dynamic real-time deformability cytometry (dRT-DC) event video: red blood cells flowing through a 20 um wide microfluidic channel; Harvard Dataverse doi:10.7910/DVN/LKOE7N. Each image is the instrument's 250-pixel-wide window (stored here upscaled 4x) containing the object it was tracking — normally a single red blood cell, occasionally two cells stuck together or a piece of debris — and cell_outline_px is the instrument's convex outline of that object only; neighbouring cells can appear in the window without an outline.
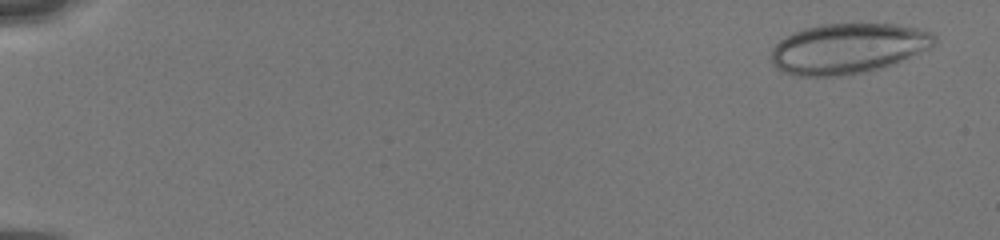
{"species": "human", "species_latin": "Homo sapiens", "temperature_condition": "cold", "stored_images_in_passage": 10, "camera_frame_rate_fps": 3000, "um_per_image_px": 0.085, "donor": {"sex": "male"}, "frame": {"image": 1, "passage_image": 1, "time_ms": 0.0, "image_size_px": [1000, 240], "cell_outline_px": [[936, 40], [928, 48], [880, 68], [864, 72], [840, 76], [796, 76], [780, 72], [772, 64], [772, 48], [780, 40], [804, 28], [820, 24], [896, 24], [916, 28], [932, 32], [936, 36]], "centroid_in_image_um": [72.01, 4.12], "position_along_channel_um": 13.0, "area_um2": 47.4}}
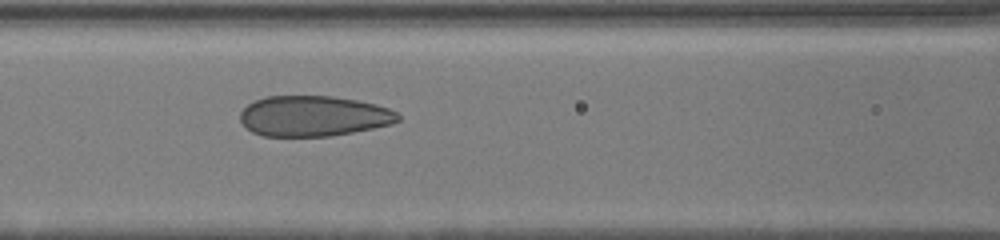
{"frame": {"image": 2, "passage_image": 9, "time_ms": 7.333, "image_size_px": [1000, 240], "cell_outline_px": [[400, 120], [392, 124], [332, 136], [264, 136], [252, 132], [240, 120], [240, 112], [248, 104], [264, 96], [332, 96], [356, 100], [376, 104], [388, 108], [396, 112], [400, 116]], "centroid_in_image_um": [26.65, 9.86], "position_along_channel_um": 139.9, "area_um2": 37.22}}